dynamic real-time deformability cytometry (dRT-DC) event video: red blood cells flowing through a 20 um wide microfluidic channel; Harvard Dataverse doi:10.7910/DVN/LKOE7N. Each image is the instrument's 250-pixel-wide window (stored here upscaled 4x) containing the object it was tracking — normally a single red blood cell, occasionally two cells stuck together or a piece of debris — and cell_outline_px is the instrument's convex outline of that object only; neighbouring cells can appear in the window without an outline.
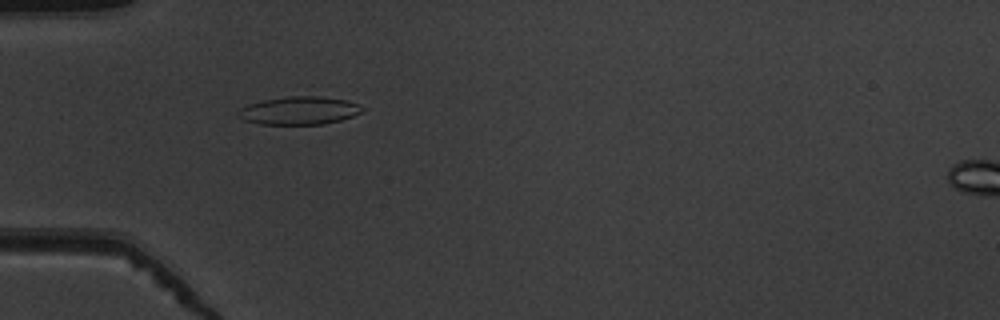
{"species": "common noctule bat (a hibernating species)", "species_latin": "Nyctalus noctula", "temperature_condition": "warm", "stored_images_in_passage": 40, "camera_frame_rate_fps": 3000, "um_per_image_px": 0.085, "animal": {"sex": "male", "body_mass_g": 19.5, "forearm_length_mm": 54.6}, "frame": {"image": 1, "passage_image": 5, "time_ms": 1.333, "image_size_px": [1000, 320], "cell_outline_px": [[364, 112], [340, 120], [324, 124], [260, 124], [244, 120], [236, 116], [236, 112], [240, 108], [248, 104], [264, 100], [284, 96], [316, 96], [344, 100], [356, 104], [364, 108]], "centroid_in_image_um": [25.38, 9.4], "position_along_channel_um": 59.6, "area_um2": 20.23}}
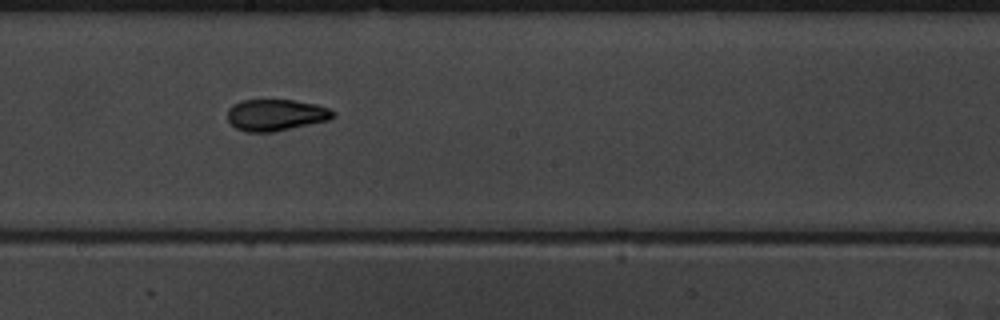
{"frame": {"image": 2, "passage_image": 18, "time_ms": 5.667, "image_size_px": [1000, 320], "cell_outline_px": [[336, 116], [328, 120], [272, 132], [248, 132], [236, 128], [228, 120], [228, 108], [232, 104], [244, 100], [296, 100], [316, 104], [328, 108], [336, 112]], "centroid_in_image_um": [23.45, 9.76], "position_along_channel_um": 224.7, "area_um2": 19.36}}
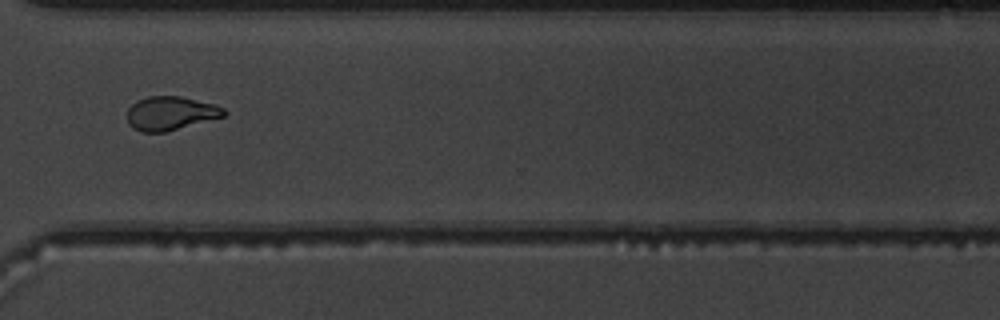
{"frame": {"image": 3, "passage_image": 28, "time_ms": 9.0, "image_size_px": [1000, 320], "cell_outline_px": [[228, 112], [224, 116], [164, 132], [140, 132], [132, 128], [128, 124], [128, 108], [136, 100], [148, 96], [180, 96], [216, 104], [224, 108]], "centroid_in_image_um": [14.49, 9.62], "position_along_channel_um": 356.1, "area_um2": 19.07}, "authors_computed_cell_mechanics": {"area_um2": 19.3919, "velocity_mm_per_s": 3.9435, "shape_relaxation_time_tau1_ms": 4.4312, "shape_relaxation_time_tau2_ms": 1.7308, "deformation_change_tau1": 0.195, "deformation_change_tau2": 0.0827}}